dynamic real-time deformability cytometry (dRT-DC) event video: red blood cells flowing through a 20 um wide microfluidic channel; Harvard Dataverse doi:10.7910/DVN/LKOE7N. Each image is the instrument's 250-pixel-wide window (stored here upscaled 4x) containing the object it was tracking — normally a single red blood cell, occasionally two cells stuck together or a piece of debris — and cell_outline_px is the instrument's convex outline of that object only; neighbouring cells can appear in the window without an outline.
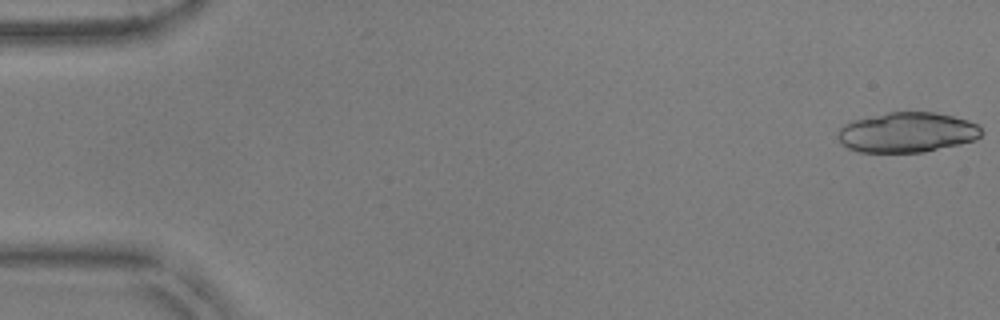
{"species": "common noctule bat (a hibernating species)", "species_latin": "Nyctalus noctula", "temperature_condition": "warm", "stored_images_in_passage": 28, "segment_of_instrument_passage": [1, 2], "camera_frame_rate_fps": 3000, "um_per_image_px": 0.085, "animal": {"sex": "male", "body_mass_g": 17.9, "forearm_length_mm": 54.2}, "frame": {"image": 1, "passage_image": 1, "time_ms": 0.0, "image_size_px": [1000, 320], "cell_outline_px": [[984, 132], [976, 140], [960, 144], [924, 152], [860, 152], [848, 148], [840, 144], [836, 136], [840, 128], [844, 124], [852, 120], [888, 112], [936, 112], [968, 120], [976, 124]], "centroid_in_image_um": [77.08, 11.25], "position_along_channel_um": 7.9, "area_um2": 33.76}}